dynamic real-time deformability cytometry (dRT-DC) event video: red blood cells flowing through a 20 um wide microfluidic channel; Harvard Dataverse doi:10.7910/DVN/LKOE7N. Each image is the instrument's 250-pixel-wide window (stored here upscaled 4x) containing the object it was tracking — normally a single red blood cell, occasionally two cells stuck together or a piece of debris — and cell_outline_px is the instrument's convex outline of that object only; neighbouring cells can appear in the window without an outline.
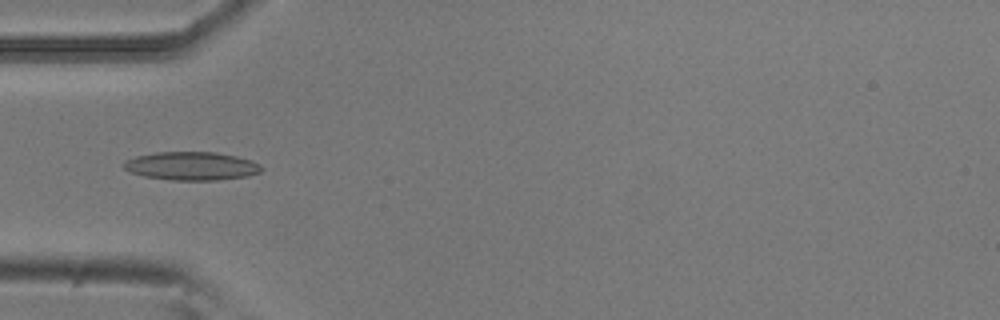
{"species": "common noctule bat (a hibernating species)", "species_latin": "Nyctalus noctula", "temperature_condition": "room temperature", "stored_images_in_passage": 6, "camera_frame_rate_fps": 3000, "um_per_image_px": 0.085, "animal": {"sex": "male", "body_mass_g": 20.5, "forearm_length_mm": 52.5}, "frame": {"image": 1, "passage_image": 3, "time_ms": 0.667, "image_size_px": [1000, 320], "cell_outline_px": [[264, 168], [260, 172], [248, 176], [216, 180], [172, 180], [144, 176], [132, 172], [124, 168], [124, 164], [128, 160], [136, 156], [156, 152], [216, 152], [236, 156], [252, 160], [260, 164]], "centroid_in_image_um": [16.34, 14.11], "position_along_channel_um": 68.7, "area_um2": 22.66}}
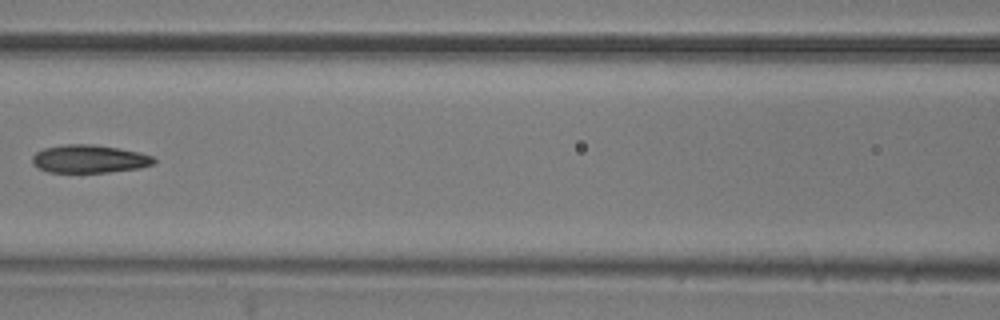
{"frame": {"image": 2, "passage_image": 5, "time_ms": 1.333, "image_size_px": [1000, 320], "cell_outline_px": [[156, 164], [140, 168], [108, 172], [48, 172], [36, 168], [32, 164], [32, 156], [36, 152], [44, 148], [64, 144], [92, 144], [120, 148], [140, 152], [152, 156], [156, 160]], "centroid_in_image_um": [7.59, 13.5], "position_along_channel_um": 159.0, "area_um2": 20.11}}
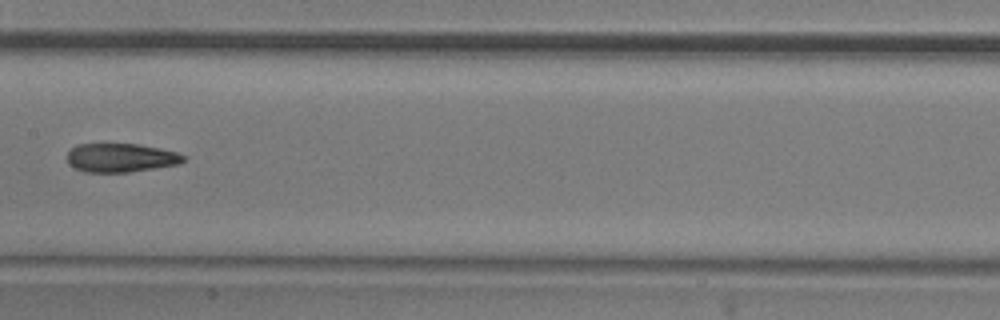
{"frame": {"image": 3, "passage_image": 6, "time_ms": 1.667, "image_size_px": [1000, 320], "cell_outline_px": [[184, 160], [180, 164], [128, 172], [84, 172], [68, 164], [68, 152], [76, 144], [136, 144], [160, 148], [176, 152], [184, 156]], "centroid_in_image_um": [10.25, 13.41], "position_along_channel_um": 197.1, "area_um2": 19.36}}